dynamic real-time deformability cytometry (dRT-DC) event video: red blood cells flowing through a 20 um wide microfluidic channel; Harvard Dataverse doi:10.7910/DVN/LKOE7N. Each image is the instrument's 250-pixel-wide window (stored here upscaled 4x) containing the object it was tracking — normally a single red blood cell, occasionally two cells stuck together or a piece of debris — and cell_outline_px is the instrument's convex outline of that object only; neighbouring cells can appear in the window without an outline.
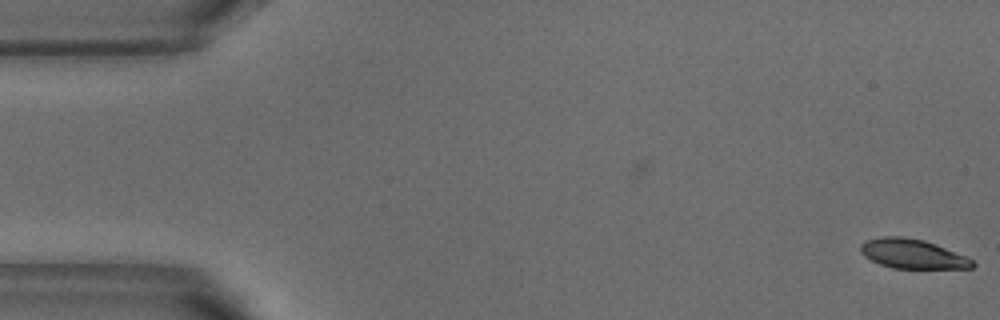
{"species": "common noctule bat (a hibernating species)", "species_latin": "Nyctalus noctula", "temperature_condition": "warm", "stored_images_in_passage": 53, "camera_frame_rate_fps": 3000, "um_per_image_px": 0.085, "animal": {"sex": "male", "body_mass_g": 18.8}, "frame": {"image": 1, "passage_image": 1, "time_ms": 0.0, "image_size_px": [1000, 320], "cell_outline_px": [[976, 264], [972, 268], [892, 268], [880, 264], [864, 256], [860, 252], [860, 244], [864, 240], [880, 236], [900, 236], [924, 240], [968, 256]], "centroid_in_image_um": [77.55, 21.57], "position_along_channel_um": 7.5, "area_um2": 19.31}}
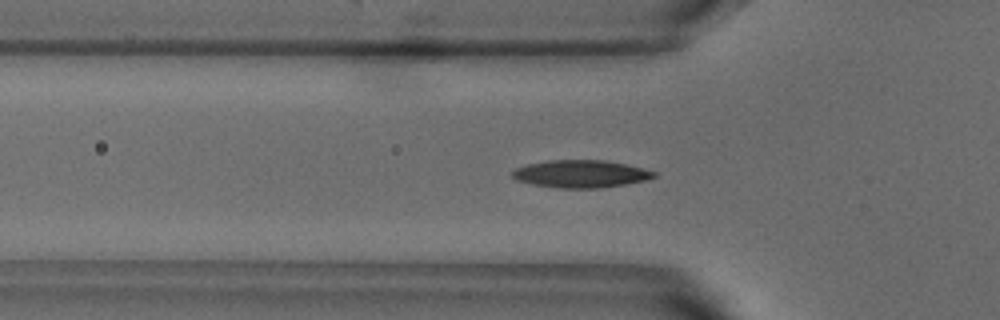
{"frame": {"image": 2, "passage_image": 17, "time_ms": 5.333, "image_size_px": [1000, 320], "cell_outline_px": [[656, 176], [648, 180], [600, 188], [560, 188], [532, 184], [516, 180], [512, 176], [512, 172], [516, 168], [528, 164], [548, 160], [604, 160], [624, 164], [656, 172]], "centroid_in_image_um": [49.35, 14.78], "position_along_channel_um": 76.5, "area_um2": 22.54}}
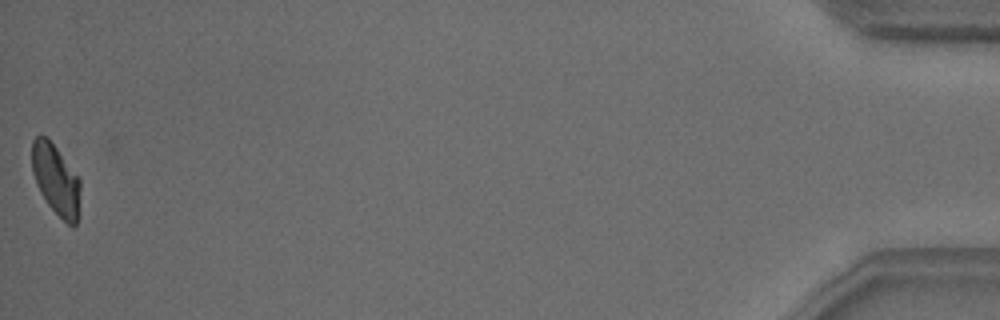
{"frame": {"image": 3, "passage_image": 53, "time_ms": 17.333, "image_size_px": [1000, 320], "cell_outline_px": [[80, 188], [76, 224], [72, 228], [48, 204], [40, 192], [36, 184], [32, 172], [32, 140], [36, 136], [44, 136], [56, 148], [80, 180]], "centroid_in_image_um": [4.73, 15.28], "position_along_channel_um": 430.5, "area_um2": 19.36}, "authors_computed_cell_mechanics": {"area_um2": 21.1548, "velocity_mm_per_s": 3.7769, "shape_relaxation_time_tau1_ms": 3.7815, "shape_relaxation_time_tau2_ms": null, "deformation_change_tau1": 0.1271, "deformation_change_tau2": null}}